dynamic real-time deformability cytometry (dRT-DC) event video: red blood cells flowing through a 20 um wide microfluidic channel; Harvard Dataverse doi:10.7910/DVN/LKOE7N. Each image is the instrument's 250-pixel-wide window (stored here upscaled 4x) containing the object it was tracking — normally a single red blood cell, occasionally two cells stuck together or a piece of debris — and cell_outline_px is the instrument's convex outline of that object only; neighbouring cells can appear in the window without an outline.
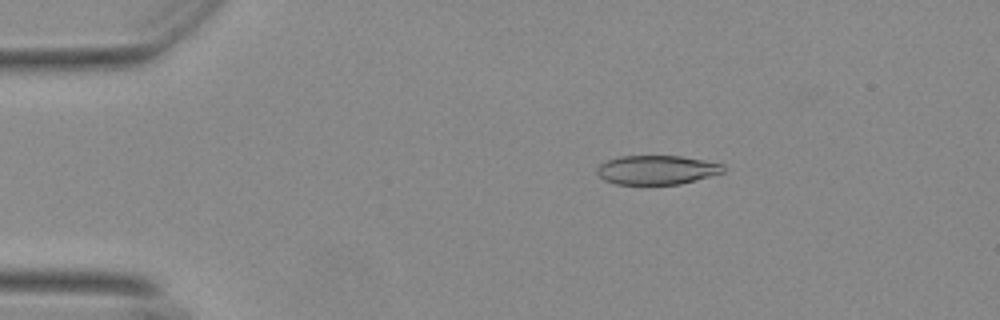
{"species": "Egyptian fruit bat (a non-hibernating species)", "species_latin": "Rousettus aegyptiacus", "temperature_condition": "warm", "stored_images_in_passage": 51, "camera_frame_rate_fps": 3000, "um_per_image_px": 0.085, "animal": {"sex": "female"}, "frame": {"image": 1, "passage_image": 6, "time_ms": 1.667, "image_size_px": [1000, 320], "cell_outline_px": [[724, 172], [696, 180], [680, 184], [616, 184], [604, 180], [596, 172], [596, 168], [600, 164], [608, 160], [620, 156], [680, 156], [724, 164]], "centroid_in_image_um": [55.81, 14.44], "position_along_channel_um": 29.2, "area_um2": 21.33}}
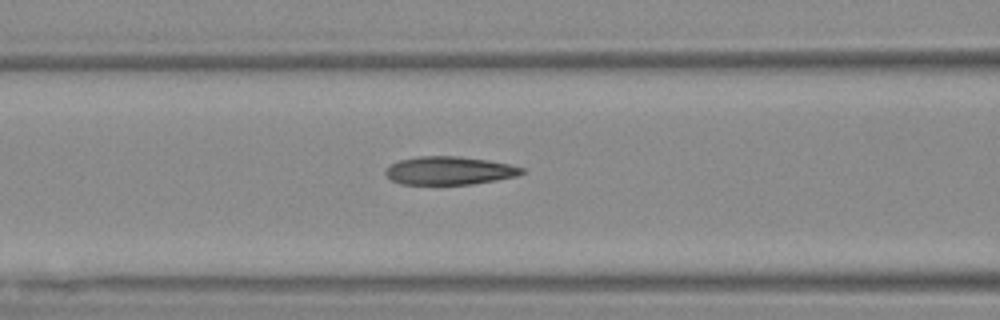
{"frame": {"image": 2, "passage_image": 19, "time_ms": 6.0, "image_size_px": [1000, 320], "cell_outline_px": [[524, 172], [516, 176], [496, 180], [472, 184], [400, 184], [392, 180], [384, 172], [384, 168], [400, 160], [416, 156], [460, 156], [488, 160], [508, 164], [524, 168]], "centroid_in_image_um": [38.17, 14.49], "position_along_channel_um": 128.4, "area_um2": 22.37}}
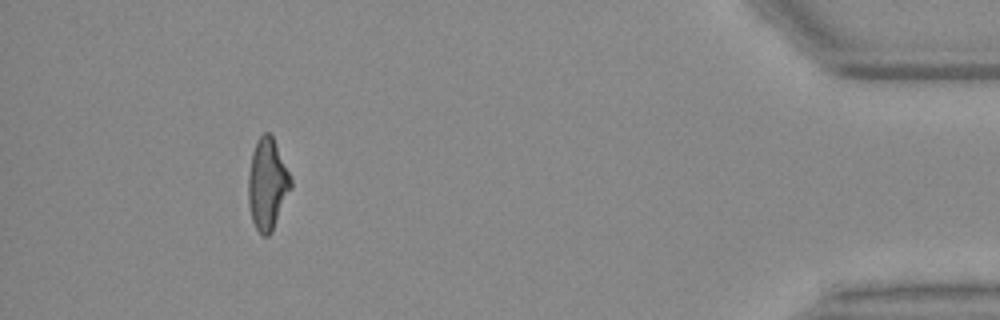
{"frame": {"image": 3, "passage_image": 47, "time_ms": 15.333, "image_size_px": [1000, 320], "cell_outline_px": [[292, 188], [272, 232], [268, 236], [264, 236], [256, 228], [252, 220], [248, 204], [248, 176], [252, 152], [256, 140], [264, 132], [268, 132], [272, 136], [292, 180]], "centroid_in_image_um": [22.72, 15.67], "position_along_channel_um": 412.5, "area_um2": 22.6}, "authors_computed_cell_mechanics": {"area_um2": 22.6576, "velocity_mm_per_s": 3.6962, "shape_relaxation_time_tau1_ms": null, "shape_relaxation_time_tau2_ms": 2.3307, "deformation_change_tau1": null, "deformation_change_tau2": 0.1209}}